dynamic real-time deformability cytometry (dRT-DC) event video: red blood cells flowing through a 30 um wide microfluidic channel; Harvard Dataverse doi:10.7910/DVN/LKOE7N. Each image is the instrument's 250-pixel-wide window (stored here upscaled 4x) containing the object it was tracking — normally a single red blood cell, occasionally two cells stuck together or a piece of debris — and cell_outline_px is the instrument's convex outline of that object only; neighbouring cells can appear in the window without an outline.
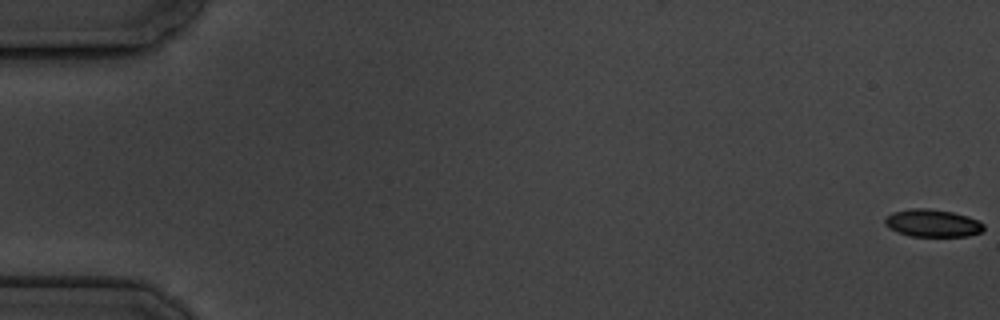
{"species": "common noctule bat (a hibernating species)", "species_latin": "Nyctalus noctula", "temperature_condition": "cold", "stored_images_in_passage": 10, "camera_frame_rate_fps": 3000, "um_per_image_px": 0.085, "animal": {"sex": "male", "body_mass_g": 19.5, "forearm_length_mm": 54.6}, "frame": {"image": 1, "passage_image": 1, "time_ms": 0.0, "image_size_px": [1000, 320], "cell_outline_px": [[984, 228], [980, 232], [968, 236], [908, 236], [896, 232], [888, 228], [884, 224], [884, 220], [892, 212], [912, 208], [928, 208], [952, 212], [968, 216], [984, 224]], "centroid_in_image_um": [79.22, 18.97], "position_along_channel_um": 5.8, "area_um2": 15.9}}
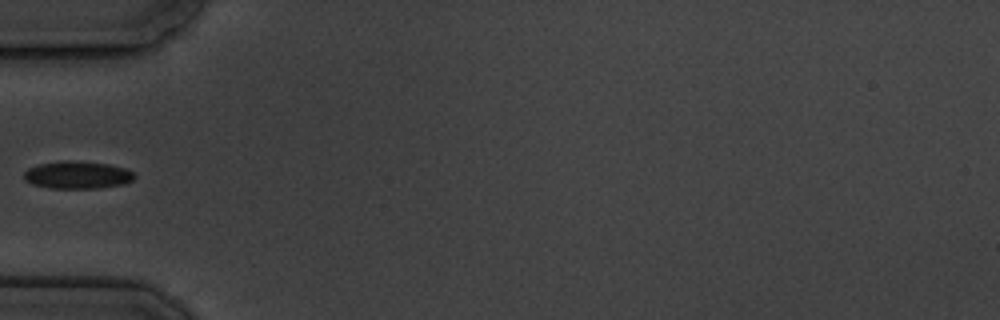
{"frame": {"image": 2, "passage_image": 6, "time_ms": 6.667, "image_size_px": [1000, 320], "cell_outline_px": [[136, 176], [132, 180], [124, 184], [96, 188], [48, 188], [32, 184], [24, 180], [24, 172], [28, 168], [36, 164], [64, 160], [68, 160], [108, 164], [124, 168], [132, 172]], "centroid_in_image_um": [6.53, 14.87], "position_along_channel_um": 78.5, "area_um2": 17.74}}
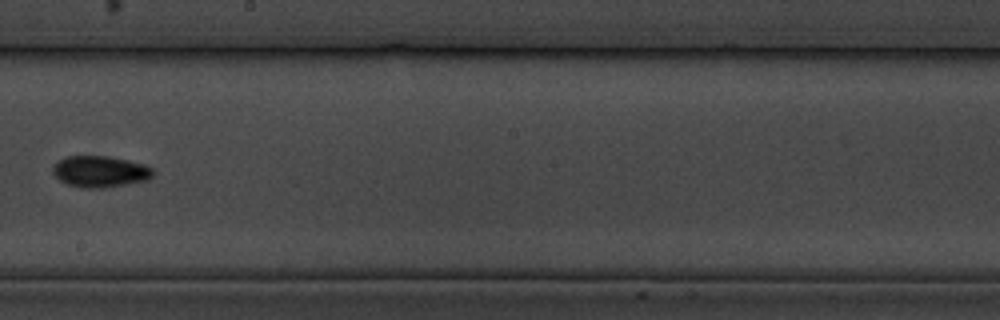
{"frame": {"image": 3, "passage_image": 10, "time_ms": 11.333, "image_size_px": [1000, 320], "cell_outline_px": [[152, 176], [148, 180], [104, 188], [80, 188], [68, 184], [60, 180], [52, 172], [52, 168], [64, 156], [108, 156], [128, 160], [144, 164], [152, 168]], "centroid_in_image_um": [8.5, 14.58], "position_along_channel_um": 239.7, "area_um2": 18.26}}